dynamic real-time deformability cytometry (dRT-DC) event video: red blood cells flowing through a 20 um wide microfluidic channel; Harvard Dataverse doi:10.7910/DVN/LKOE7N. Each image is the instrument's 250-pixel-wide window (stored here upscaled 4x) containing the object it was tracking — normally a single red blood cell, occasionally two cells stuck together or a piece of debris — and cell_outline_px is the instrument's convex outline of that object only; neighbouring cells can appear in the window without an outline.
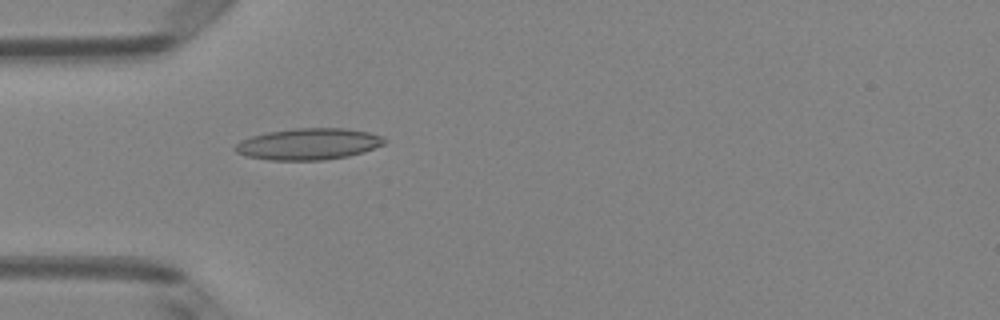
{"species": "Egyptian fruit bat (a non-hibernating species)", "species_latin": "Rousettus aegyptiacus", "temperature_condition": "room temperature", "stored_images_in_passage": 4, "camera_frame_rate_fps": 3000, "um_per_image_px": 0.085, "animal": {"sex": "female"}, "frame": {"image": 1, "passage_image": 4, "time_ms": 1.0, "image_size_px": [1000, 320], "cell_outline_px": [[388, 140], [384, 144], [364, 152], [348, 156], [324, 160], [268, 160], [248, 156], [236, 152], [232, 148], [240, 140], [252, 136], [268, 132], [296, 128], [344, 128], [368, 132], [380, 136]], "centroid_in_image_um": [26.22, 12.24], "position_along_channel_um": 58.8, "area_um2": 27.34}}